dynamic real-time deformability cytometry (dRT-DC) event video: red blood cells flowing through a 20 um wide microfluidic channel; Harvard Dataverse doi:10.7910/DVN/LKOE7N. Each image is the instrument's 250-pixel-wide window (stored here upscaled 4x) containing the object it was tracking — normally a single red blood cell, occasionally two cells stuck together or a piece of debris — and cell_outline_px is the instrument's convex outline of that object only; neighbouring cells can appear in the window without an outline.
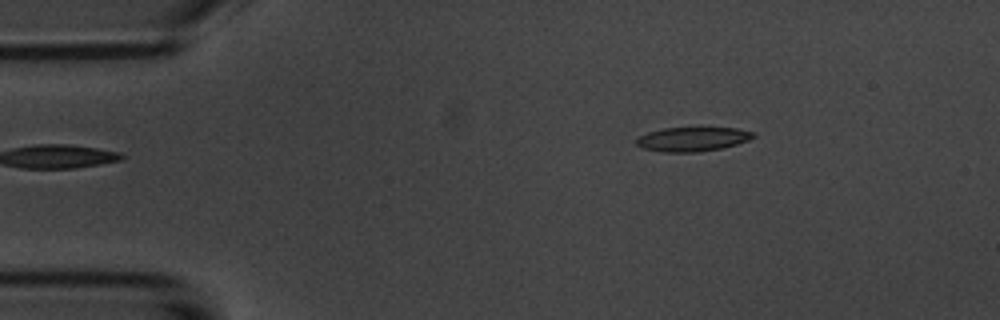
{"species": "common noctule bat (a hibernating species)", "species_latin": "Nyctalus noctula", "temperature_condition": "room temperature", "stored_images_in_passage": 3, "camera_frame_rate_fps": 3000, "um_per_image_px": 0.085, "animal": {"sex": "male", "body_mass_g": 20.1, "forearm_length_mm": 53.5}, "frame": {"image": 1, "passage_image": 1, "time_ms": 0.0, "image_size_px": [1000, 320], "cell_outline_px": [[756, 136], [748, 140], [736, 144], [720, 148], [700, 152], [664, 152], [644, 148], [636, 144], [636, 136], [648, 132], [664, 128], [736, 128], [756, 132]], "centroid_in_image_um": [58.86, 11.82], "position_along_channel_um": 26.1, "area_um2": 16.47}}
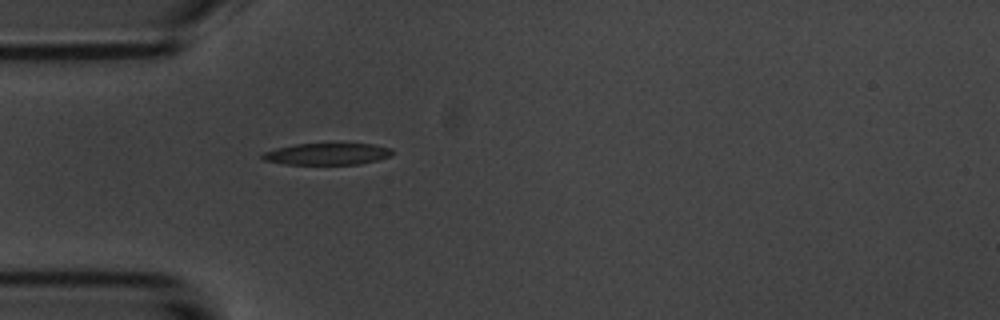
{"frame": {"image": 2, "passage_image": 3, "time_ms": 2.333, "image_size_px": [1000, 320], "cell_outline_px": [[392, 152], [388, 156], [376, 160], [360, 164], [284, 164], [264, 160], [260, 156], [264, 152], [276, 148], [296, 144], [372, 144], [392, 148]], "centroid_in_image_um": [27.77, 13.09], "position_along_channel_um": 57.2, "area_um2": 16.18}}